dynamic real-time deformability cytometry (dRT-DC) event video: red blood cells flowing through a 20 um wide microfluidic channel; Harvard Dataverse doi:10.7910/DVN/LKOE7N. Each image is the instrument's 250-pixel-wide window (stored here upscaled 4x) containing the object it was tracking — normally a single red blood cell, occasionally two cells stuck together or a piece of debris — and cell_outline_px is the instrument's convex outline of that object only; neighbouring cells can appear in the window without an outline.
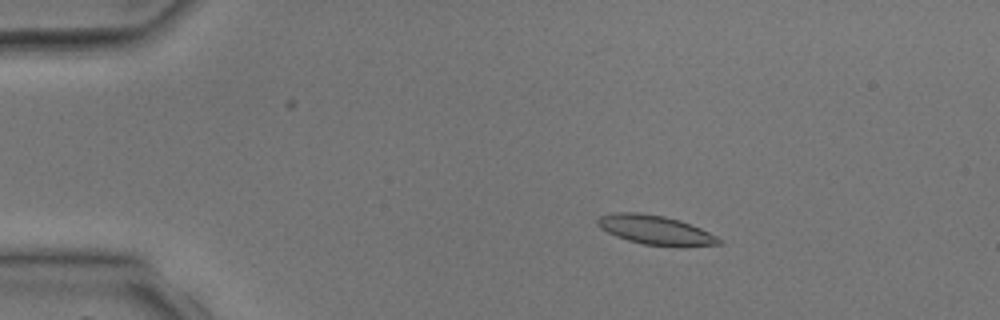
{"species": "common noctule bat (a hibernating species)", "species_latin": "Nyctalus noctula", "temperature_condition": "room temperature", "stored_images_in_passage": 3, "camera_frame_rate_fps": 3000, "um_per_image_px": 0.085, "animal": {"sex": "male", "body_mass_g": 17.9, "forearm_length_mm": 54.2}, "frame": {"image": 1, "passage_image": 2, "time_ms": 1.0, "image_size_px": [1000, 320], "cell_outline_px": [[720, 244], [644, 244], [628, 240], [616, 236], [600, 228], [596, 224], [596, 220], [600, 216], [616, 212], [636, 212], [664, 216], [680, 220], [700, 228], [716, 236], [720, 240]], "centroid_in_image_um": [55.59, 19.49], "position_along_channel_um": 29.4, "area_um2": 19.71}}